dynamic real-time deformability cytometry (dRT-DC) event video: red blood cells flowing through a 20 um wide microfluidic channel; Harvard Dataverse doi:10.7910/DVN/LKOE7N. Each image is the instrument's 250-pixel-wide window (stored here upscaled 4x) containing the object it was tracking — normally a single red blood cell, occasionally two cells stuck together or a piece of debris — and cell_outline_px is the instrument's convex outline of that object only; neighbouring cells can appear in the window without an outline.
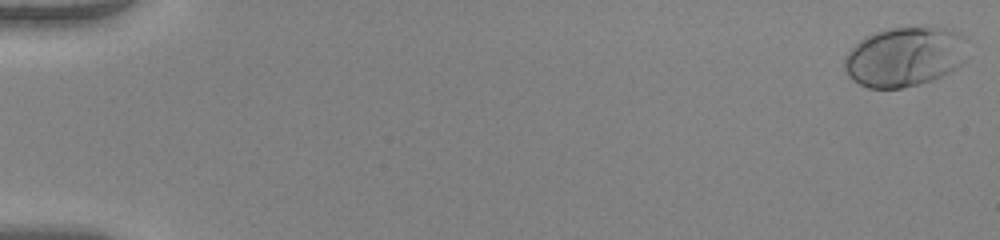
{"species": "human", "species_latin": "Homo sapiens", "temperature_condition": "warm", "stored_images_in_passage": 52, "camera_frame_rate_fps": 3000, "um_per_image_px": 0.085, "donor": {"sex": "female"}, "frame": {"image": 1, "passage_image": 1, "time_ms": 0.0, "image_size_px": [1000, 240], "cell_outline_px": [[968, 40], [964, 60], [956, 68], [932, 80], [900, 88], [868, 88], [852, 80], [848, 76], [844, 68], [844, 60], [848, 52], [864, 36], [888, 28], [952, 28], [968, 36]], "centroid_in_image_um": [76.92, 4.81], "position_along_channel_um": 8.1, "area_um2": 42.89}}
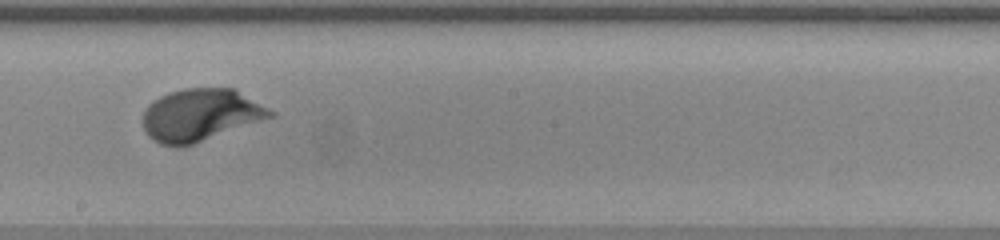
{"frame": {"image": 2, "passage_image": 31, "time_ms": 10.0, "image_size_px": [1000, 240], "cell_outline_px": [[276, 116], [180, 148], [176, 148], [160, 144], [152, 140], [148, 136], [144, 128], [144, 112], [148, 104], [152, 100], [168, 92], [184, 88], [236, 88], [276, 112]], "centroid_in_image_um": [17.06, 9.77], "position_along_channel_um": 231.1, "area_um2": 39.19}}
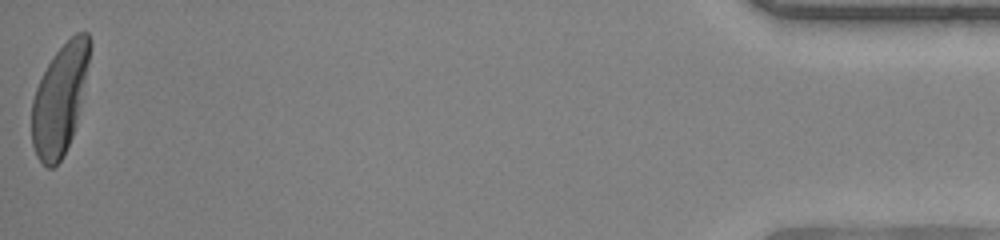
{"frame": {"image": 3, "passage_image": 52, "time_ms": 17.0, "image_size_px": [1000, 240], "cell_outline_px": [[92, 44], [76, 124], [72, 136], [60, 160], [52, 168], [48, 168], [36, 156], [32, 144], [32, 100], [36, 88], [48, 64], [56, 52], [76, 32], [88, 32], [92, 40]], "centroid_in_image_um": [5.08, 8.42], "position_along_channel_um": 430.1, "area_um2": 36.47}, "authors_computed_cell_mechanics": {"area_um2": 37.8012, "velocity_mm_per_s": 4.0541, "shape_relaxation_time_tau1_ms": 2.2444, "shape_relaxation_time_tau2_ms": null, "deformation_change_tau1": 0.1603, "deformation_change_tau2": null}}